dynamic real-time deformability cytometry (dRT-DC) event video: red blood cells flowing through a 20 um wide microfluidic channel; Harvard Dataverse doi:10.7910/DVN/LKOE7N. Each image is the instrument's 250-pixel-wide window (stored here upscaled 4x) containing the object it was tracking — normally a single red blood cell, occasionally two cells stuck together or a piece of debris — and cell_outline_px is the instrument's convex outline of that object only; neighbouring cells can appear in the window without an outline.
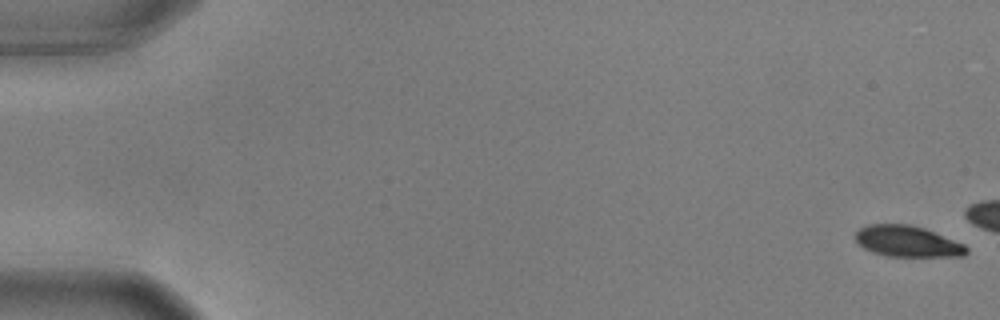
{"species": "common noctule bat (a hibernating species)", "species_latin": "Nyctalus noctula", "temperature_condition": "warm", "stored_images_in_passage": 15, "camera_frame_rate_fps": 3000, "um_per_image_px": 0.085, "animal": {"sex": "male", "body_mass_g": 17.9, "forearm_length_mm": 54.2}, "frame": {"image": 1, "passage_image": 1, "time_ms": 0.0, "image_size_px": [1000, 320], "cell_outline_px": [[968, 252], [964, 256], [888, 256], [872, 252], [864, 248], [856, 240], [856, 232], [860, 228], [868, 224], [912, 224], [924, 228], [964, 244], [968, 248]], "centroid_in_image_um": [77.14, 20.51], "position_along_channel_um": 7.9, "area_um2": 20.0}}
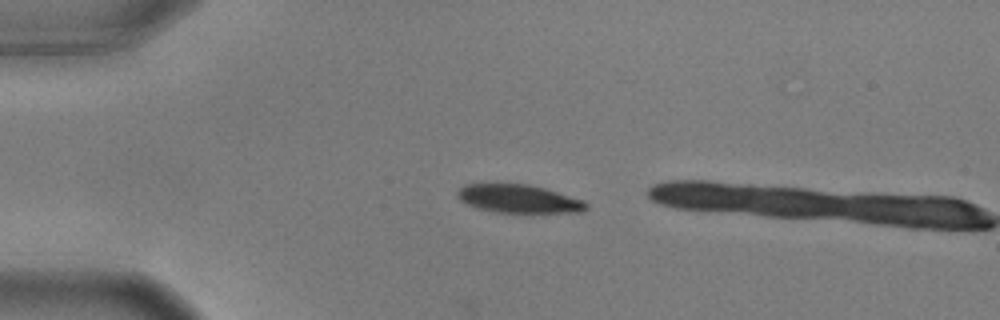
{"frame": {"image": 2, "passage_image": 14, "time_ms": 4.333, "image_size_px": [1000, 320], "cell_outline_px": [[588, 208], [584, 212], [496, 212], [476, 208], [460, 200], [456, 196], [456, 192], [464, 184], [528, 184], [544, 188], [584, 200], [588, 204]], "centroid_in_image_um": [44.09, 16.9], "position_along_channel_um": 40.9, "area_um2": 21.15}}